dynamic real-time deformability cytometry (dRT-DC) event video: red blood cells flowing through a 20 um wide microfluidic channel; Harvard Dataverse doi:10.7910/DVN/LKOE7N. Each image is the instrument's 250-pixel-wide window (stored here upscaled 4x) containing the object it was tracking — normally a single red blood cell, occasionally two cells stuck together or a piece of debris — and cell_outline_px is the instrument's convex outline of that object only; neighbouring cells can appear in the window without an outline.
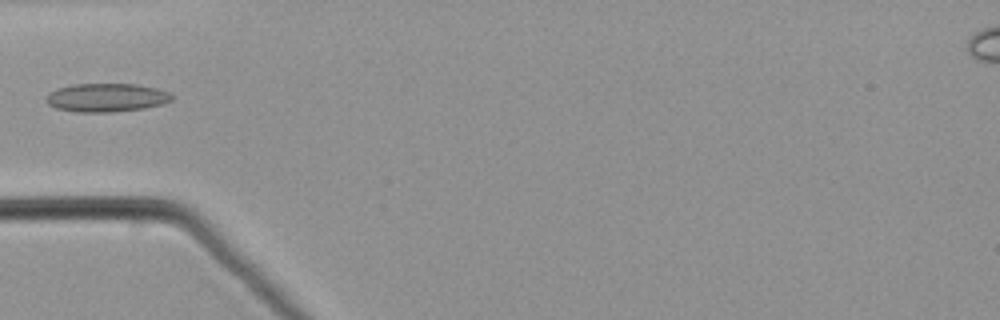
{"species": "common noctule bat (a hibernating species)", "species_latin": "Nyctalus noctula", "temperature_condition": "warm", "stored_images_in_passage": 37, "camera_frame_rate_fps": 3000, "um_per_image_px": 0.085, "animal": {"sex": "male", "body_mass_g": 21.5, "forearm_length_mm": 52.0}, "frame": {"image": 1, "passage_image": 1, "time_ms": 0.0, "image_size_px": [1000, 320], "cell_outline_px": [[172, 100], [160, 104], [144, 108], [112, 112], [76, 112], [56, 108], [48, 104], [44, 100], [44, 96], [48, 92], [56, 88], [72, 84], [136, 84], [160, 88], [168, 92], [172, 96]], "centroid_in_image_um": [8.99, 8.29], "position_along_channel_um": 76.0, "area_um2": 21.1}}
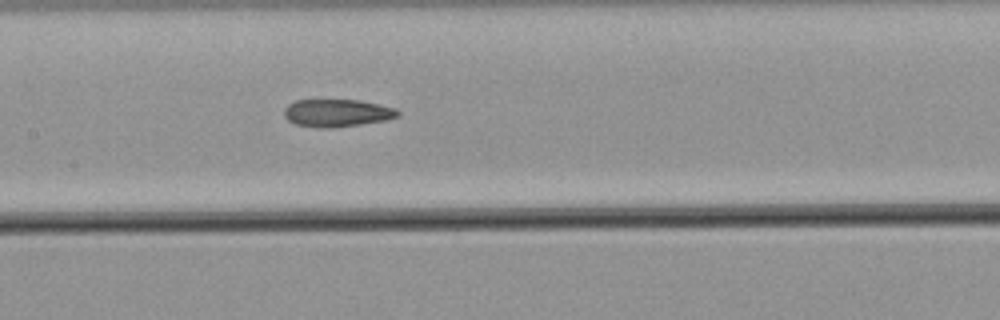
{"frame": {"image": 2, "passage_image": 9, "time_ms": 2.667, "image_size_px": [1000, 320], "cell_outline_px": [[400, 116], [388, 120], [332, 128], [316, 128], [296, 124], [288, 120], [284, 116], [284, 108], [288, 104], [296, 100], [360, 100], [380, 104], [396, 108], [400, 112]], "centroid_in_image_um": [28.67, 9.6], "position_along_channel_um": 178.7, "area_um2": 18.5}}
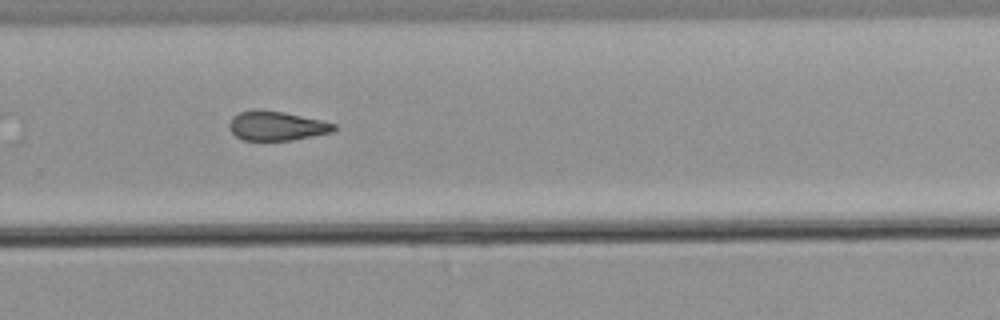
{"frame": {"image": 3, "passage_image": 19, "time_ms": 6.0, "image_size_px": [1000, 320], "cell_outline_px": [[336, 128], [332, 132], [292, 140], [244, 140], [236, 136], [232, 132], [228, 124], [232, 116], [240, 112], [252, 108], [260, 108], [284, 112], [320, 120], [336, 124]], "centroid_in_image_um": [23.47, 10.67], "position_along_channel_um": 306.3, "area_um2": 17.98}}